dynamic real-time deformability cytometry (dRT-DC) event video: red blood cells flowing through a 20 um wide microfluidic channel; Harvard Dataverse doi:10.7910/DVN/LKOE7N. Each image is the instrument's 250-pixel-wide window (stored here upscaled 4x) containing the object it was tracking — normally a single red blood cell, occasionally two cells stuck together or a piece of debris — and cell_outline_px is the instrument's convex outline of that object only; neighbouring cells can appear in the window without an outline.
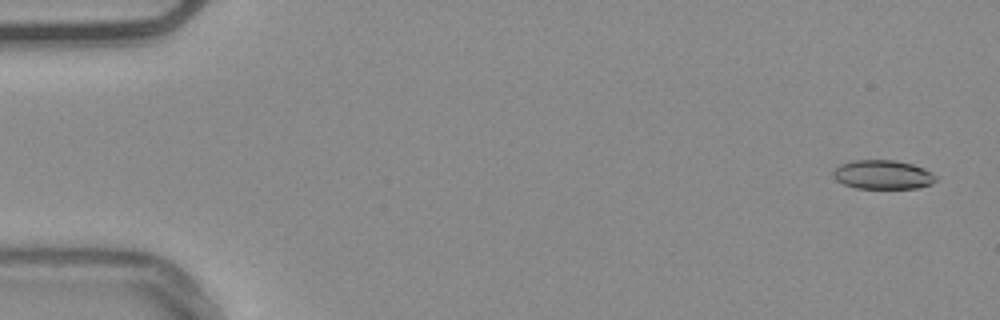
{"species": "common noctule bat (a hibernating species)", "species_latin": "Nyctalus noctula", "temperature_condition": "warm", "stored_images_in_passage": 55, "camera_frame_rate_fps": 3000, "um_per_image_px": 0.085, "animal": {"sex": "male", "body_mass_g": 20.4}, "frame": {"image": 1, "passage_image": 3, "time_ms": 0.667, "image_size_px": [1000, 320], "cell_outline_px": [[936, 180], [932, 184], [916, 188], [856, 188], [844, 184], [836, 180], [832, 176], [832, 172], [840, 164], [852, 160], [896, 160], [912, 164], [924, 168], [932, 172], [936, 176]], "centroid_in_image_um": [75.03, 14.84], "position_along_channel_um": 10.0, "area_um2": 17.46}}
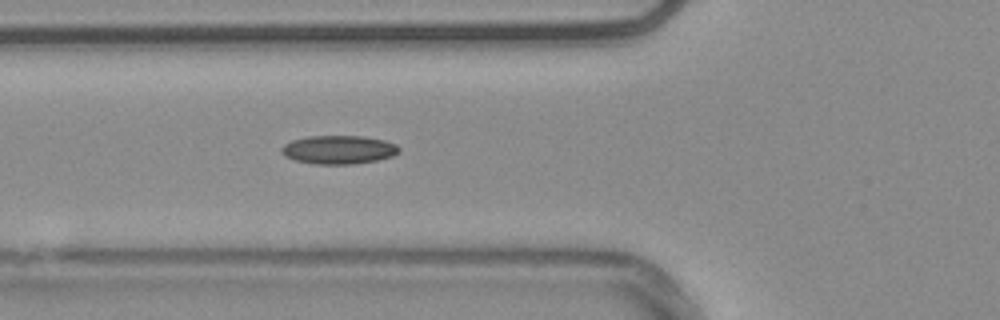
{"frame": {"image": 2, "passage_image": 21, "time_ms": 6.667, "image_size_px": [1000, 320], "cell_outline_px": [[400, 152], [392, 156], [376, 160], [352, 164], [312, 164], [296, 160], [284, 156], [280, 152], [280, 148], [284, 144], [292, 140], [308, 136], [360, 136], [384, 140], [396, 144], [400, 148]], "centroid_in_image_um": [28.76, 12.72], "position_along_channel_um": 97.0, "area_um2": 19.59}}
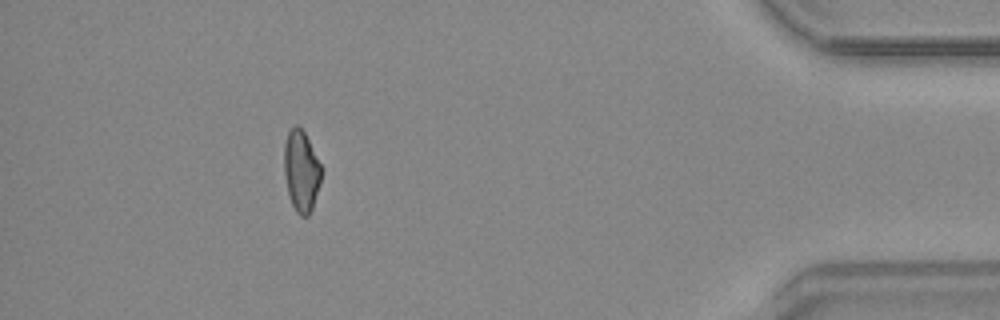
{"frame": {"image": 3, "passage_image": 50, "time_ms": 16.333, "image_size_px": [1000, 320], "cell_outline_px": [[320, 184], [312, 208], [308, 216], [300, 216], [296, 212], [292, 204], [288, 192], [284, 172], [284, 144], [288, 132], [296, 124], [304, 132], [320, 164]], "centroid_in_image_um": [25.59, 14.55], "position_along_channel_um": 409.6, "area_um2": 17.22}, "authors_computed_cell_mechanics": {"area_um2": 17.9758, "velocity_mm_per_s": 3.7786, "shape_relaxation_time_tau1_ms": null, "shape_relaxation_time_tau2_ms": 7.0989, "deformation_change_tau1": null, "deformation_change_tau2": 0.1375}}